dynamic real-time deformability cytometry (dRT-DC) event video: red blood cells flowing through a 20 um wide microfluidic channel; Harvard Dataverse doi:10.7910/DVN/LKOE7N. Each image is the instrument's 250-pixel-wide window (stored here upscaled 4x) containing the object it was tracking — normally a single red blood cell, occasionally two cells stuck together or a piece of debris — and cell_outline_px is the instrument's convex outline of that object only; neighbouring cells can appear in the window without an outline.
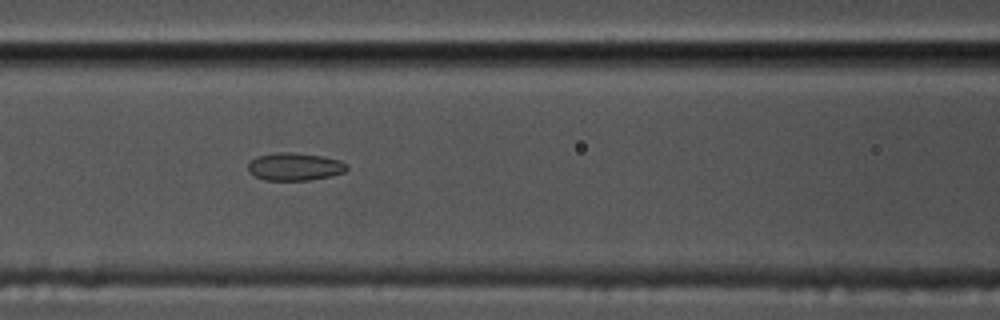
{"species": "common noctule bat (a hibernating species)", "species_latin": "Nyctalus noctula", "temperature_condition": "cold", "stored_images_in_passage": 45, "camera_frame_rate_fps": 3000, "um_per_image_px": 0.085, "animal": {"sex": "male", "body_mass_g": 17.5, "forearm_length_mm": 52.3}, "frame": {"image": 1, "passage_image": 12, "time_ms": 3.667, "image_size_px": [1000, 320], "cell_outline_px": [[348, 168], [344, 172], [332, 176], [308, 180], [264, 180], [248, 172], [248, 164], [256, 156], [276, 152], [292, 152], [324, 156], [340, 160], [348, 164]], "centroid_in_image_um": [25.07, 14.16], "position_along_channel_um": 141.5, "area_um2": 16.13}}
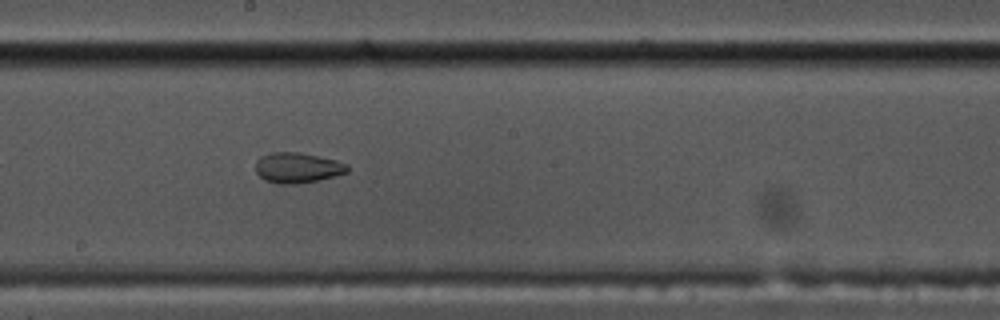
{"frame": {"image": 2, "passage_image": 19, "time_ms": 6.0, "image_size_px": [1000, 320], "cell_outline_px": [[348, 172], [336, 176], [320, 180], [296, 184], [280, 184], [264, 180], [256, 172], [256, 160], [260, 156], [272, 152], [296, 152], [336, 160], [348, 164]], "centroid_in_image_um": [25.28, 14.27], "position_along_channel_um": 222.9, "area_um2": 16.3}}
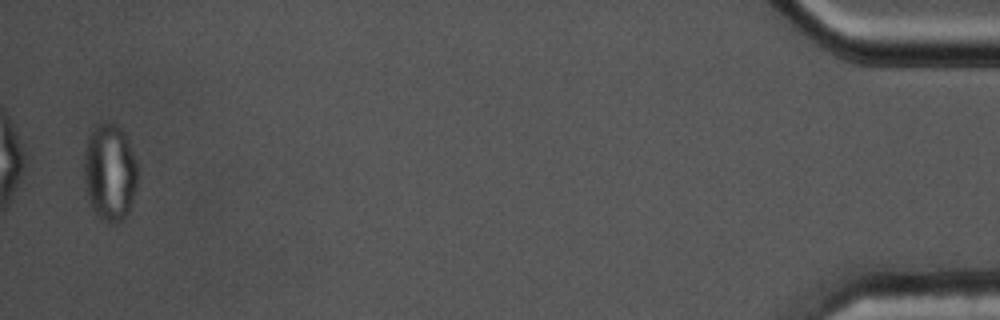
{"frame": {"image": 3, "passage_image": 44, "time_ms": 14.333, "image_size_px": [1000, 320], "cell_outline_px": [[136, 184], [128, 212], [124, 220], [100, 220], [88, 196], [84, 180], [84, 152], [88, 136], [96, 124], [100, 120], [108, 120], [116, 124], [124, 132], [128, 140], [136, 160]], "centroid_in_image_um": [9.31, 14.54], "position_along_channel_um": 425.9, "area_um2": 30.11}, "authors_computed_cell_mechanics": {"area_um2": 17.1666, "velocity_mm_per_s": 3.5002, "shape_relaxation_time_tau1_ms": null, "shape_relaxation_time_tau2_ms": 1.7259, "deformation_change_tau1": null, "deformation_change_tau2": 0.0595}}